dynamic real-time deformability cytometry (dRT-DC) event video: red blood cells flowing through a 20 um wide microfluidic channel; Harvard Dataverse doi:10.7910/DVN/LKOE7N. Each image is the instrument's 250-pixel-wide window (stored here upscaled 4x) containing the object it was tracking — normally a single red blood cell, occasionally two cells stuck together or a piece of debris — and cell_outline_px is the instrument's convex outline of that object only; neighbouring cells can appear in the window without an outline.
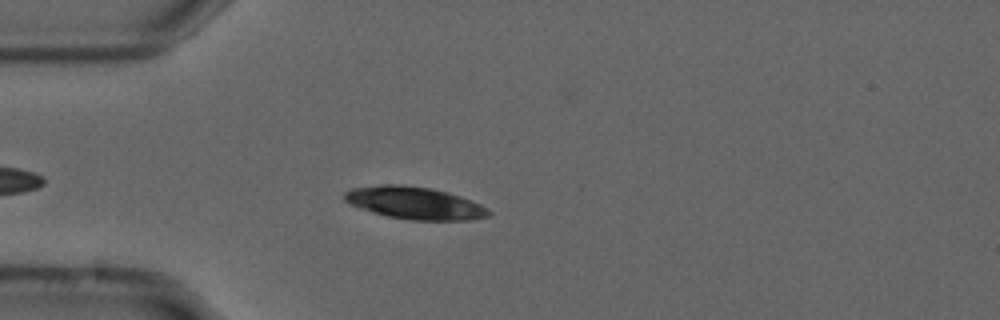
{"species": "common noctule bat (a hibernating species)", "species_latin": "Nyctalus noctula", "temperature_condition": "cold", "stored_images_in_passage": 38, "camera_frame_rate_fps": 3000, "um_per_image_px": 0.085, "animal": {"sex": "male", "forearm_length_mm": 52.5}, "frame": {"image": 1, "passage_image": 1, "time_ms": 0.0, "image_size_px": [1000, 320], "cell_outline_px": [[492, 212], [488, 216], [472, 220], [412, 220], [388, 216], [372, 212], [348, 204], [344, 200], [344, 192], [352, 188], [380, 184], [404, 184], [432, 188], [448, 192], [472, 200], [480, 204]], "centroid_in_image_um": [35.23, 17.24], "position_along_channel_um": 49.8, "area_um2": 27.4}}
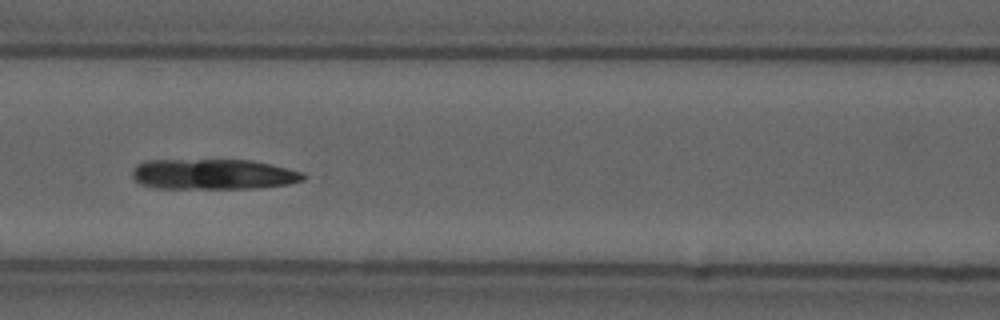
{"frame": {"image": 2, "passage_image": 10, "time_ms": 3.0, "image_size_px": [1000, 320], "cell_outline_px": [[312, 176], [304, 180], [288, 184], [260, 188], [156, 188], [140, 184], [132, 176], [132, 168], [136, 164], [144, 160], [252, 160], [272, 164], [304, 172]], "centroid_in_image_um": [18.18, 14.8], "position_along_channel_um": 148.4, "area_um2": 30.81}}
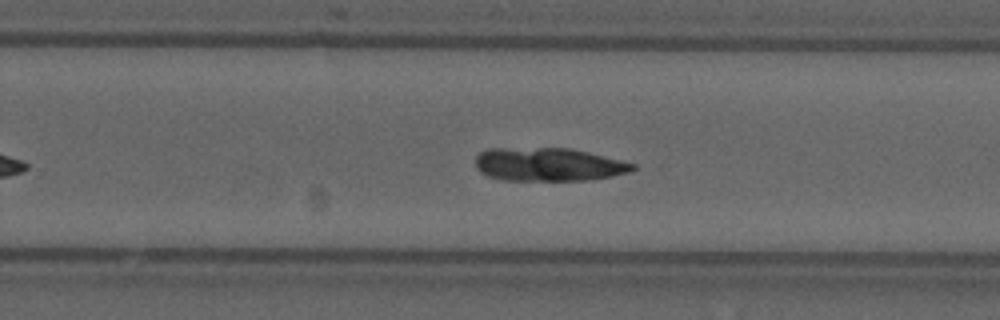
{"frame": {"image": 3, "passage_image": 21, "time_ms": 6.667, "image_size_px": [1000, 320], "cell_outline_px": [[636, 168], [632, 172], [612, 176], [584, 180], [500, 180], [488, 176], [480, 172], [476, 168], [476, 156], [480, 152], [488, 148], [568, 148], [588, 152], [636, 164]], "centroid_in_image_um": [46.6, 13.98], "position_along_channel_um": 283.2, "area_um2": 30.58}}